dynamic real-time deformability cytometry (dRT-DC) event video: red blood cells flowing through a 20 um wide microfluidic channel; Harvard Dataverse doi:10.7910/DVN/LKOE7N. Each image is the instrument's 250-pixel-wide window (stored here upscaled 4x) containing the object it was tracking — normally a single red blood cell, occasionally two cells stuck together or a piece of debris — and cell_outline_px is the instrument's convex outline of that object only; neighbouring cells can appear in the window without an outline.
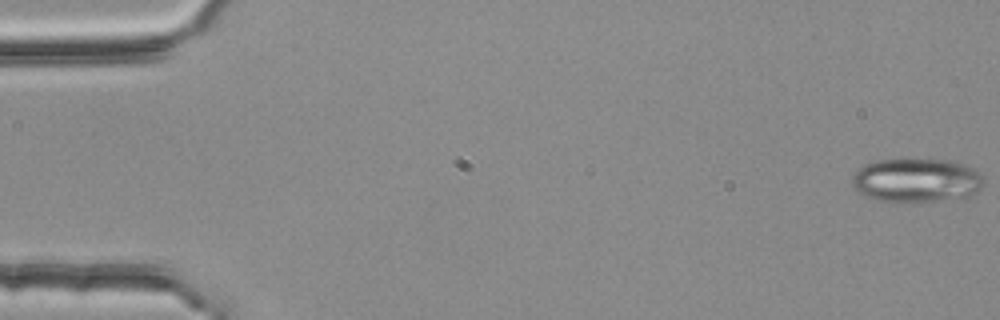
{"species": "common noctule bat (a hibernating species)", "species_latin": "Nyctalus noctula", "temperature_condition": "room temperature", "stored_images_in_passage": 56, "segment_of_instrument_passage": [1, 2], "camera_frame_rate_fps": 3000, "um_per_image_px": 0.085, "animal": {"sex": "female", "body_mass_g": 25.1}, "frame": {"image": 1, "passage_image": 1, "time_ms": 0.0, "image_size_px": [1000, 320], "cell_outline_px": [[984, 184], [972, 196], [908, 204], [872, 200], [856, 192], [852, 184], [852, 176], [864, 164], [876, 160], [892, 156], [904, 156], [956, 160], [968, 164], [976, 168], [980, 172]], "centroid_in_image_um": [77.88, 15.28], "position_along_channel_um": 7.1, "area_um2": 35.95}}